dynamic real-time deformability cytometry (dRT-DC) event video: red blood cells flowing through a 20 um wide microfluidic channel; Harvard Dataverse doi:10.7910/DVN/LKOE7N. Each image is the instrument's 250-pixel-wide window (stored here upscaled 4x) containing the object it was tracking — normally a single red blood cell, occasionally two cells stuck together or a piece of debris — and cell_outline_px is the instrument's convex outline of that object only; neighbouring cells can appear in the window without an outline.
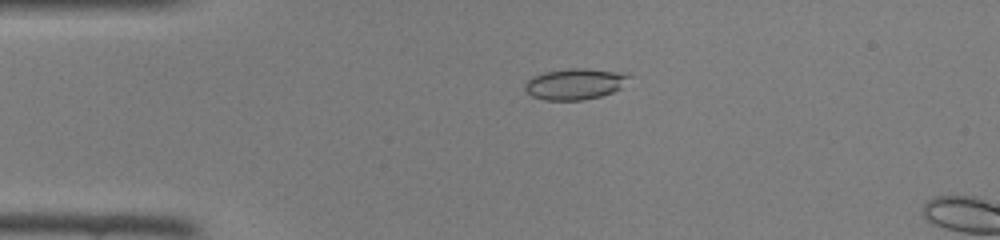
{"species": "common noctule bat (a hibernating species)", "species_latin": "Nyctalus noctula", "temperature_condition": "room temperature", "stored_images_in_passage": 12, "camera_frame_rate_fps": 3000, "um_per_image_px": 0.085, "animal": {"sex": "female", "body_mass_g": 22.0, "forearm_length_mm": 56.7}, "frame": {"image": 1, "passage_image": 10, "time_ms": 3.0, "image_size_px": [1000, 240], "cell_outline_px": [[632, 76], [620, 88], [612, 92], [600, 96], [584, 100], [544, 100], [532, 96], [524, 88], [524, 84], [532, 76], [544, 72], [568, 68], [588, 68], [624, 72]], "centroid_in_image_um": [48.88, 7.12], "position_along_channel_um": 36.1, "area_um2": 19.02}}